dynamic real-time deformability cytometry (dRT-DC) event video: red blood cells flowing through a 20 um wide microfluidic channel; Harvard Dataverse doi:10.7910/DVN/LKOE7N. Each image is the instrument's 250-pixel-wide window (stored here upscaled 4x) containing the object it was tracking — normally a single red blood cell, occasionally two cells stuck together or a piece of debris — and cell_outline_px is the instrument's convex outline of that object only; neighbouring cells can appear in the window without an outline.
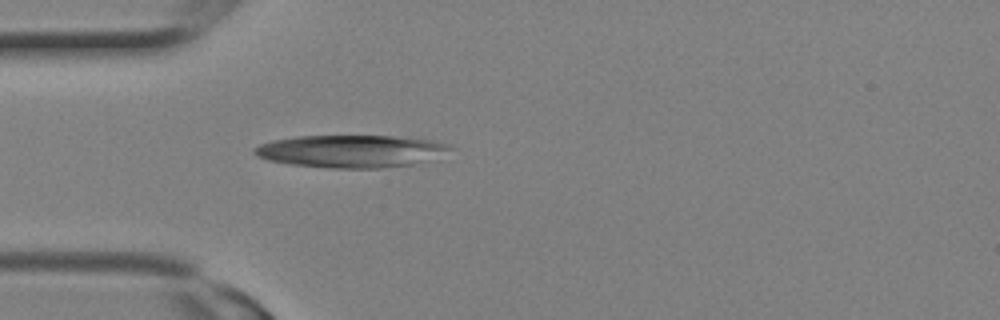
{"species": "Egyptian fruit bat (a non-hibernating species)", "species_latin": "Rousettus aegyptiacus", "temperature_condition": "room temperature", "stored_images_in_passage": 2, "camera_frame_rate_fps": 3000, "um_per_image_px": 0.085, "animal": {"sex": "female"}, "frame": {"image": 1, "passage_image": 2, "time_ms": 0.333, "image_size_px": [1000, 320], "cell_outline_px": [[452, 148], [412, 164], [380, 168], [332, 168], [292, 164], [268, 160], [256, 156], [252, 152], [252, 148], [260, 144], [272, 140], [296, 136], [392, 136], [432, 140], [448, 144]], "centroid_in_image_um": [29.69, 12.84], "position_along_channel_um": 55.3, "area_um2": 36.41}}